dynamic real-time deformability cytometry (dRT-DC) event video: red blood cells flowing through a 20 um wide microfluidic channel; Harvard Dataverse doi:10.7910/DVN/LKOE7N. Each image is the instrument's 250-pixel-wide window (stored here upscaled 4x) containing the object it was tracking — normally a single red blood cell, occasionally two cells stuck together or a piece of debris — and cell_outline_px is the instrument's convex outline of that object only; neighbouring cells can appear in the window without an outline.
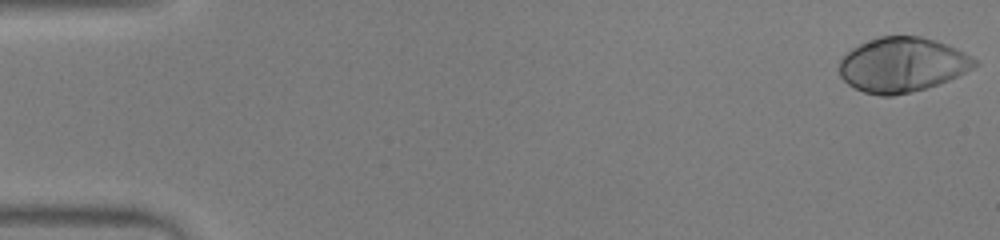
{"species": "human", "species_latin": "Homo sapiens", "temperature_condition": "warm", "stored_images_in_passage": 52, "camera_frame_rate_fps": 3000, "um_per_image_px": 0.085, "donor": {"sex": "male"}, "frame": {"image": 1, "passage_image": 1, "time_ms": 0.0, "image_size_px": [1000, 240], "cell_outline_px": [[980, 64], [940, 84], [912, 92], [892, 96], [880, 96], [864, 92], [848, 84], [840, 76], [840, 60], [852, 48], [860, 44], [880, 36], [920, 36], [936, 40], [956, 48], [964, 52], [976, 60]], "centroid_in_image_um": [76.69, 5.51], "position_along_channel_um": 8.3, "area_um2": 42.95}}
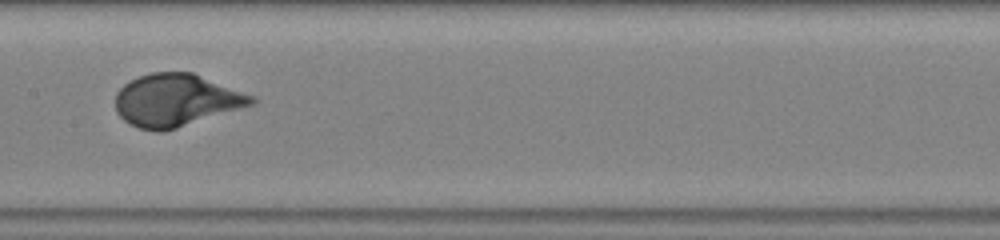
{"frame": {"image": 2, "passage_image": 27, "time_ms": 8.667, "image_size_px": [1000, 240], "cell_outline_px": [[256, 104], [164, 132], [156, 132], [140, 128], [128, 124], [116, 112], [116, 92], [124, 84], [140, 76], [152, 72], [192, 72], [256, 96]], "centroid_in_image_um": [15.0, 8.53], "position_along_channel_um": 192.4, "area_um2": 41.85}}
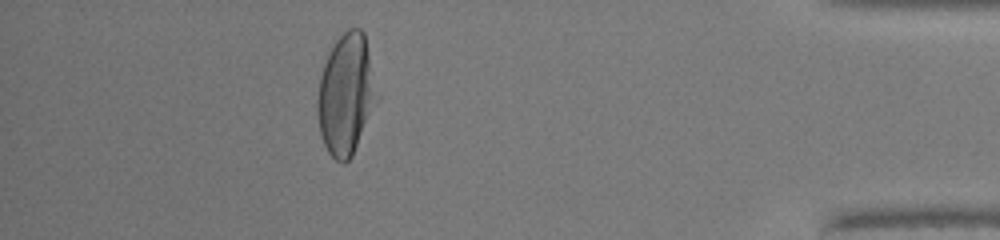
{"frame": {"image": 3, "passage_image": 47, "time_ms": 15.333, "image_size_px": [1000, 240], "cell_outline_px": [[372, 96], [368, 112], [352, 156], [344, 164], [336, 160], [328, 152], [320, 136], [316, 112], [316, 100], [320, 76], [328, 52], [332, 44], [348, 28], [360, 28], [364, 32], [368, 56], [372, 92]], "centroid_in_image_um": [29.26, 8.02], "position_along_channel_um": 405.9, "area_um2": 39.54}, "authors_computed_cell_mechanics": {"area_um2": 41.327, "velocity_mm_per_s": 3.9211, "shape_relaxation_time_tau1_ms": 2.9202, "shape_relaxation_time_tau2_ms": null, "deformation_change_tau1": 0.2188, "deformation_change_tau2": null}}